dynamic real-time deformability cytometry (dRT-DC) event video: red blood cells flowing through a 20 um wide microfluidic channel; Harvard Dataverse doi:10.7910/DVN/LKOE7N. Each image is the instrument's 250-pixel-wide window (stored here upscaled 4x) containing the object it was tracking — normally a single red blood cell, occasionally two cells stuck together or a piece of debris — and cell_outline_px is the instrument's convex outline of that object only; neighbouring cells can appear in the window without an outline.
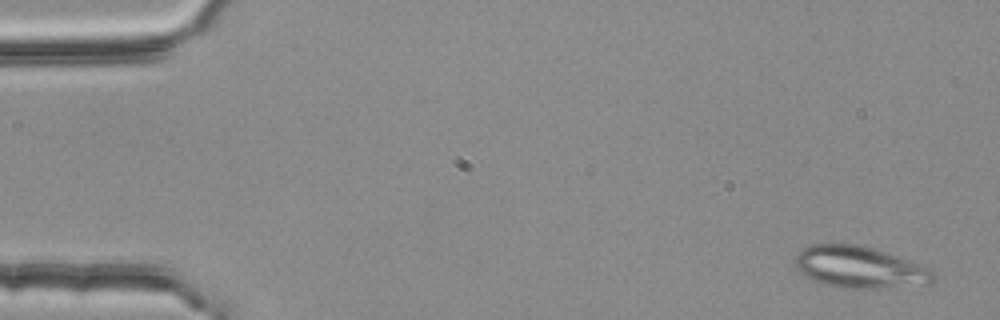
{"species": "common noctule bat (a hibernating species)", "species_latin": "Nyctalus noctula", "temperature_condition": "room temperature", "stored_images_in_passage": 5, "camera_frame_rate_fps": 3000, "um_per_image_px": 0.085, "animal": {"sex": "female", "body_mass_g": 25.1}, "frame": {"image": 1, "passage_image": 1, "time_ms": 0.0, "image_size_px": [1000, 320], "cell_outline_px": [[936, 280], [928, 284], [876, 288], [840, 288], [824, 284], [812, 280], [800, 272], [796, 264], [796, 256], [804, 248], [812, 244], [860, 244], [932, 268], [936, 272]], "centroid_in_image_um": [73.11, 22.72], "position_along_channel_um": 11.9, "area_um2": 33.47}}